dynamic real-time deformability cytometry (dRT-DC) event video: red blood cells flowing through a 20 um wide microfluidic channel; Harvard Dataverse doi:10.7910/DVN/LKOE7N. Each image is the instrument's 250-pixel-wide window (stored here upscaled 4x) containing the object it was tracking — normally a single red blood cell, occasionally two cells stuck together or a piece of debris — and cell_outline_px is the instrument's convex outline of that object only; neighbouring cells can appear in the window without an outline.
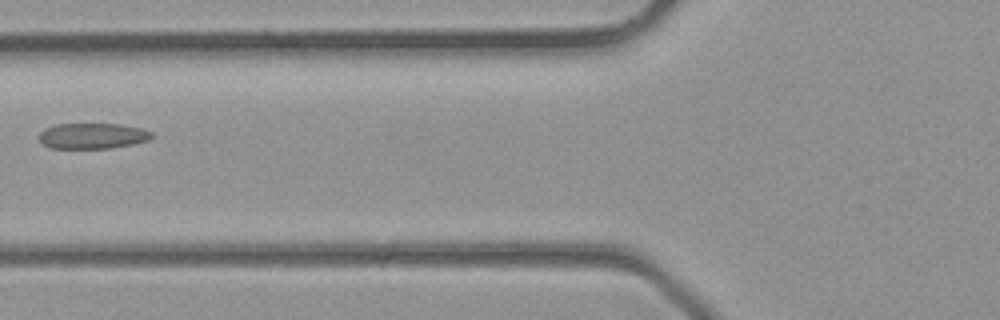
{"species": "common noctule bat (a hibernating species)", "species_latin": "Nyctalus noctula", "temperature_condition": "room temperature", "stored_images_in_passage": 5, "camera_frame_rate_fps": 3000, "um_per_image_px": 0.085, "animal": {"sex": "male", "body_mass_g": 23.1, "forearm_length_mm": 52.7}, "frame": {"image": 1, "passage_image": 5, "time_ms": 1.333, "image_size_px": [1000, 320], "cell_outline_px": [[152, 136], [148, 140], [132, 144], [112, 148], [48, 148], [40, 140], [40, 132], [44, 128], [56, 124], [120, 124], [140, 128], [152, 132]], "centroid_in_image_um": [7.84, 11.55], "position_along_channel_um": 118.0, "area_um2": 16.76}}